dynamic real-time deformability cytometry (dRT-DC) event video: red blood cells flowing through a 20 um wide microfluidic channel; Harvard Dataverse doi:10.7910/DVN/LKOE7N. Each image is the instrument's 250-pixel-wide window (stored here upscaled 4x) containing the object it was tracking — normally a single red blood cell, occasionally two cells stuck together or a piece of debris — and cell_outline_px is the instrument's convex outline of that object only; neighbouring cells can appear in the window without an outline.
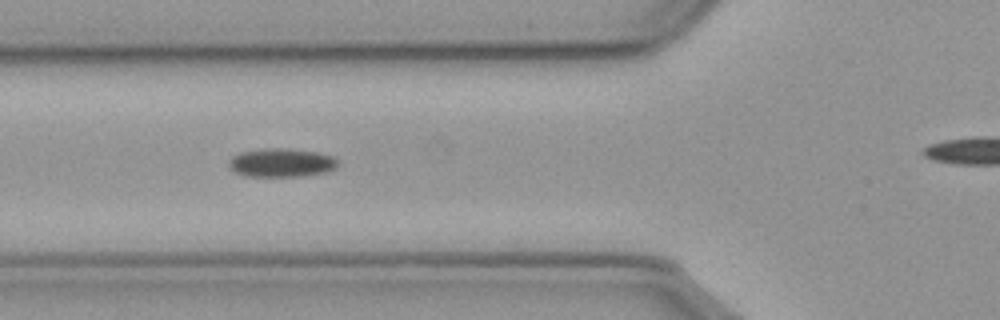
{"species": "common noctule bat (a hibernating species)", "species_latin": "Nyctalus noctula", "temperature_condition": "cold", "stored_images_in_passage": 38, "camera_frame_rate_fps": 3000, "um_per_image_px": 0.085, "animal": {"sex": "male", "body_mass_g": 23.1, "forearm_length_mm": 52.7}, "frame": {"image": 1, "passage_image": 12, "time_ms": 3.667, "image_size_px": [1000, 320], "cell_outline_px": [[336, 168], [328, 172], [304, 176], [244, 176], [236, 172], [228, 164], [228, 160], [232, 156], [240, 152], [272, 148], [288, 148], [316, 152], [332, 156], [336, 160]], "centroid_in_image_um": [23.92, 13.83], "position_along_channel_um": 101.9, "area_um2": 18.09}}